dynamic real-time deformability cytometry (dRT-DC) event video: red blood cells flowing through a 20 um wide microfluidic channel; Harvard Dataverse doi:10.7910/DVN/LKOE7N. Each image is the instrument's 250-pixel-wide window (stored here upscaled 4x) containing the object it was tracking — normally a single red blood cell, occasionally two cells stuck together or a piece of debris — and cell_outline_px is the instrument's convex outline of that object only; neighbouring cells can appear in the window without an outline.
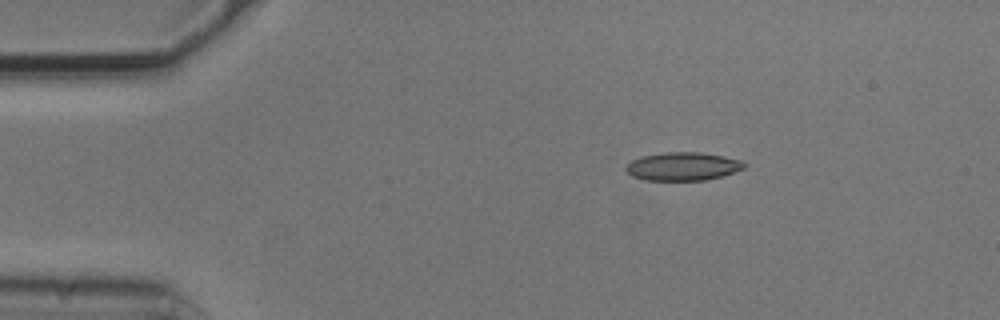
{"species": "common noctule bat (a hibernating species)", "species_latin": "Nyctalus noctula", "temperature_condition": "cold", "stored_images_in_passage": 5, "segment_of_instrument_passage": [2, 2], "camera_frame_rate_fps": 3000, "um_per_image_px": 0.085, "animal": {"sex": "male", "body_mass_g": 20.5, "forearm_length_mm": 52.5}, "frame": {"image": 1, "passage_image": 5, "time_ms": 1.333, "image_size_px": [1000, 320], "cell_outline_px": [[744, 168], [720, 176], [704, 180], [644, 180], [632, 176], [624, 168], [632, 160], [640, 156], [668, 152], [700, 152], [724, 156], [740, 160], [744, 164]], "centroid_in_image_um": [57.99, 14.14], "position_along_channel_um": 27.0, "area_um2": 19.25}}